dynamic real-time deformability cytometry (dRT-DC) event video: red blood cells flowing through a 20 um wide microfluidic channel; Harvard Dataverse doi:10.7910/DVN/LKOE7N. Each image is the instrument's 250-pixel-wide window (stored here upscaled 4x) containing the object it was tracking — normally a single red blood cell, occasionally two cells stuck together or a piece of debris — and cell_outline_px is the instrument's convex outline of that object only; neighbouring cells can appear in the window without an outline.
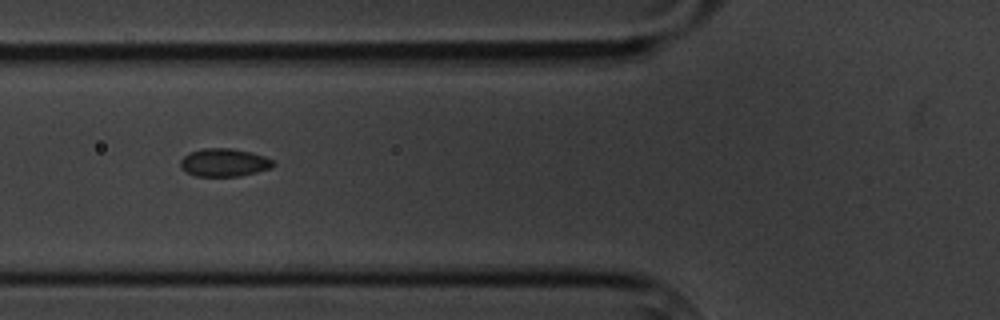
{"species": "common noctule bat (a hibernating species)", "species_latin": "Nyctalus noctula", "temperature_condition": "cold", "stored_images_in_passage": 15, "camera_frame_rate_fps": 3000, "um_per_image_px": 0.085, "animal": {"sex": "male", "body_mass_g": 20.1, "forearm_length_mm": 53.5}, "frame": {"image": 1, "passage_image": 6, "time_ms": 6.667, "image_size_px": [1000, 320], "cell_outline_px": [[276, 164], [272, 168], [240, 176], [196, 176], [180, 168], [180, 160], [184, 156], [192, 152], [204, 148], [232, 148], [252, 152], [264, 156], [272, 160]], "centroid_in_image_um": [19.07, 13.81], "position_along_channel_um": 106.7, "area_um2": 15.14}}
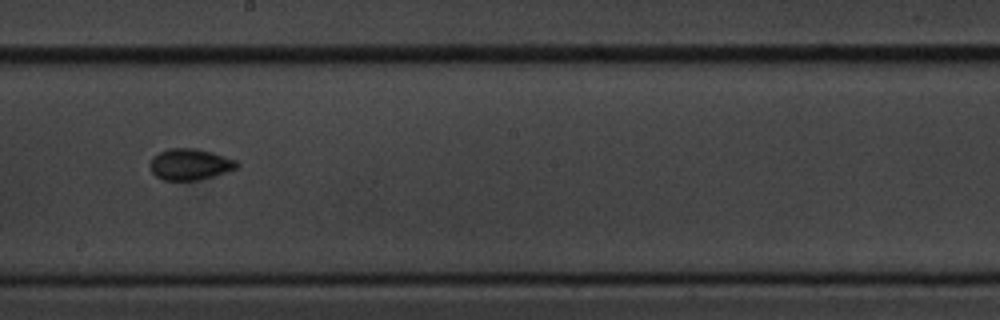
{"frame": {"image": 2, "passage_image": 9, "time_ms": 10.333, "image_size_px": [1000, 320], "cell_outline_px": [[240, 164], [236, 168], [228, 172], [196, 180], [164, 180], [156, 176], [152, 172], [148, 164], [152, 156], [168, 148], [196, 148], [212, 152], [236, 160]], "centroid_in_image_um": [16.13, 13.96], "position_along_channel_um": 232.1, "area_um2": 15.9}}
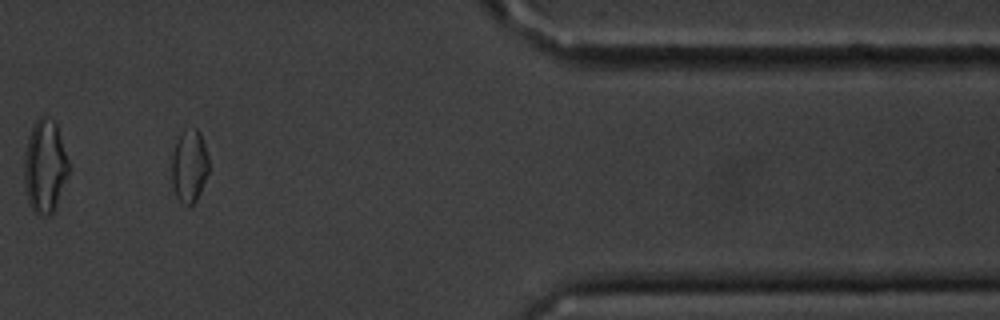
{"frame": {"image": 3, "passage_image": 14, "time_ms": 16.0, "image_size_px": [1000, 320], "cell_outline_px": [[208, 172], [200, 192], [196, 200], [188, 208], [176, 196], [172, 184], [172, 156], [176, 136], [180, 132], [196, 128], [200, 132], [208, 156]], "centroid_in_image_um": [16.07, 14.1], "position_along_channel_um": 395.3, "area_um2": 15.78}, "authors_computed_cell_mechanics": {"area_um2": 15.7794, "velocity_mm_per_s": 3.4019, "shape_relaxation_time_tau1_ms": 8.9875, "shape_relaxation_time_tau2_ms": 2.0972, "deformation_change_tau1": 0.0821, "deformation_change_tau2": 0.0612}}